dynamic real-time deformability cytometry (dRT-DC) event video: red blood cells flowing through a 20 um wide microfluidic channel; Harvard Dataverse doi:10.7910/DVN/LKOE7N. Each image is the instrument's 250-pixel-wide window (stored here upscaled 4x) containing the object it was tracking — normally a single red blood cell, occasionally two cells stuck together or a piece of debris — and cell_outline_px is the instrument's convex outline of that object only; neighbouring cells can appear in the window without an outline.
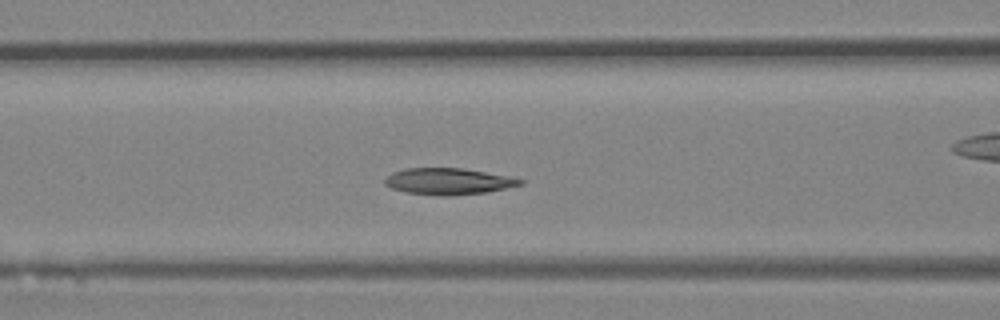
{"species": "Egyptian fruit bat (a non-hibernating species)", "species_latin": "Rousettus aegyptiacus", "temperature_condition": "room temperature", "stored_images_in_passage": 39, "camera_frame_rate_fps": 3000, "um_per_image_px": 0.085, "animal": {"sex": "female"}, "frame": {"image": 1, "passage_image": 16, "time_ms": 5.0, "image_size_px": [1000, 320], "cell_outline_px": [[524, 184], [488, 192], [448, 196], [444, 196], [404, 192], [392, 188], [384, 184], [384, 180], [392, 172], [404, 168], [464, 168], [512, 176], [524, 180]], "centroid_in_image_um": [38.14, 15.41], "position_along_channel_um": 128.5, "area_um2": 21.1}}
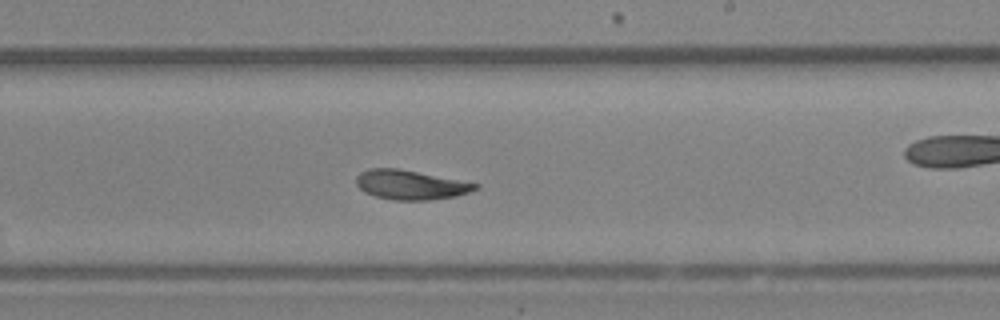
{"frame": {"image": 2, "passage_image": 24, "time_ms": 7.667, "image_size_px": [1000, 320], "cell_outline_px": [[480, 188], [456, 196], [428, 200], [392, 200], [376, 196], [364, 192], [356, 184], [356, 176], [360, 172], [368, 168], [396, 168], [480, 184]], "centroid_in_image_um": [34.87, 15.71], "position_along_channel_um": 254.1, "area_um2": 20.29}}
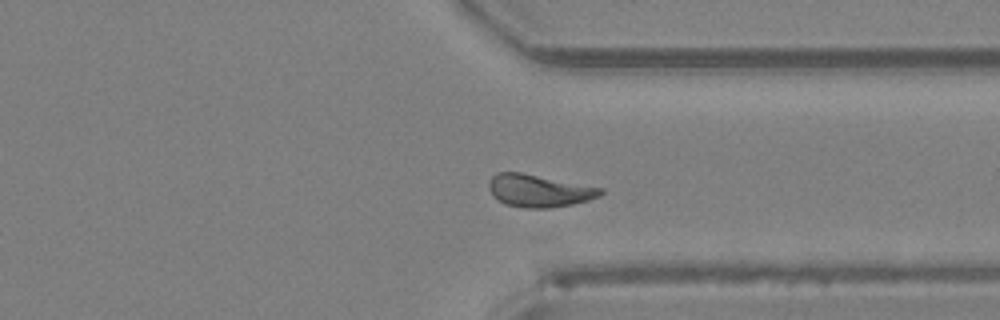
{"frame": {"image": 3, "passage_image": 31, "time_ms": 10.0, "image_size_px": [1000, 320], "cell_outline_px": [[604, 192], [600, 196], [588, 200], [572, 204], [548, 208], [524, 208], [504, 204], [496, 200], [492, 196], [488, 188], [488, 180], [496, 172], [520, 172], [604, 188]], "centroid_in_image_um": [45.77, 16.21], "position_along_channel_um": 365.6, "area_um2": 21.39}}